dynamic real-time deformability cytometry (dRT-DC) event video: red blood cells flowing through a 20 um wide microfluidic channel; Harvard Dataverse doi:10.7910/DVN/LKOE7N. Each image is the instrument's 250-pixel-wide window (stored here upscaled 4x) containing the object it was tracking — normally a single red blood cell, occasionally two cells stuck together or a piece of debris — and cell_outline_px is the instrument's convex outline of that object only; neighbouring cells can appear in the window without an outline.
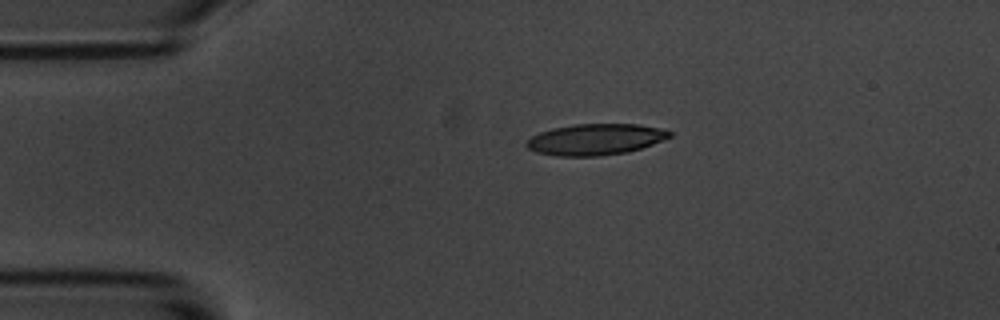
{"species": "common noctule bat (a hibernating species)", "species_latin": "Nyctalus noctula", "temperature_condition": "room temperature", "stored_images_in_passage": 2, "camera_frame_rate_fps": 3000, "um_per_image_px": 0.085, "animal": {"sex": "male", "body_mass_g": 20.1, "forearm_length_mm": 53.5}, "frame": {"image": 1, "passage_image": 1, "time_ms": 0.0, "image_size_px": [1000, 320], "cell_outline_px": [[672, 136], [652, 144], [628, 152], [600, 156], [556, 156], [536, 152], [528, 148], [524, 144], [532, 136], [540, 132], [552, 128], [572, 124], [640, 124], [660, 128], [672, 132]], "centroid_in_image_um": [50.6, 11.85], "position_along_channel_um": 34.4, "area_um2": 26.07}}